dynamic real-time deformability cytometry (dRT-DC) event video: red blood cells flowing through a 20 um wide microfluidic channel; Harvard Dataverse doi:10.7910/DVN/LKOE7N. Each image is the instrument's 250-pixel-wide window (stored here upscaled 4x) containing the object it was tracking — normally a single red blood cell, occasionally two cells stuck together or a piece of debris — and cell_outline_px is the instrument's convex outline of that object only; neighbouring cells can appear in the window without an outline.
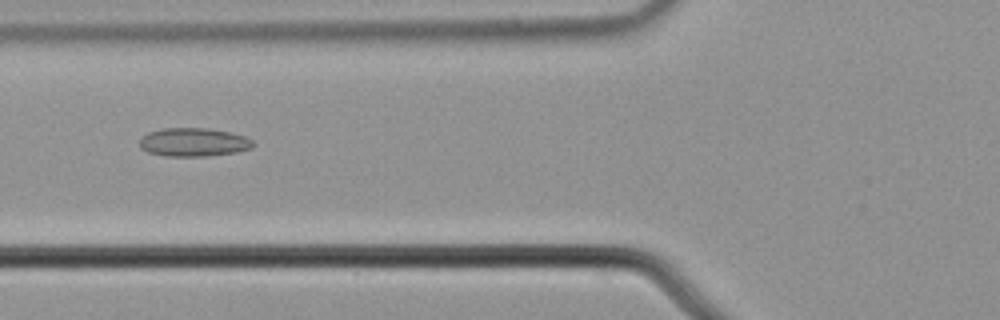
{"species": "common noctule bat (a hibernating species)", "species_latin": "Nyctalus noctula", "temperature_condition": "cold", "stored_images_in_passage": 7, "camera_frame_rate_fps": 3000, "um_per_image_px": 0.085, "animal": {"sex": "male", "body_mass_g": 21.5, "forearm_length_mm": 52.0}, "frame": {"image": 1, "passage_image": 5, "time_ms": 1.333, "image_size_px": [1000, 320], "cell_outline_px": [[256, 144], [252, 148], [236, 152], [208, 156], [164, 156], [148, 152], [140, 148], [140, 140], [148, 132], [164, 128], [208, 128], [232, 132], [244, 136], [252, 140]], "centroid_in_image_um": [16.48, 12.09], "position_along_channel_um": 109.3, "area_um2": 18.96}}
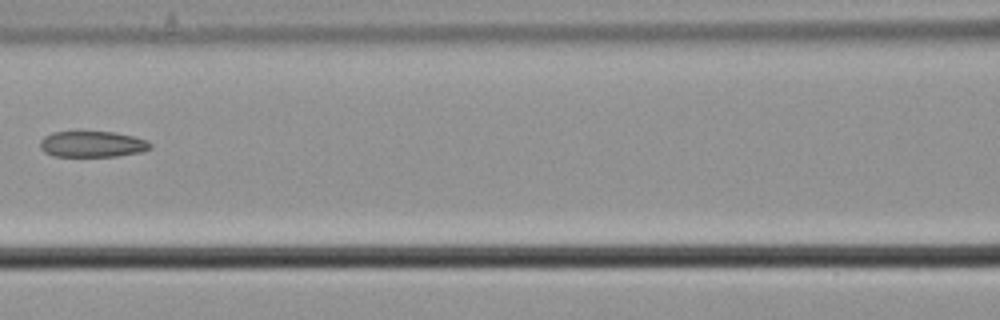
{"frame": {"image": 2, "passage_image": 6, "time_ms": 1.667, "image_size_px": [1000, 320], "cell_outline_px": [[152, 148], [140, 152], [116, 156], [52, 156], [44, 152], [40, 148], [40, 140], [44, 136], [52, 132], [116, 132], [148, 140], [152, 144]], "centroid_in_image_um": [7.84, 12.25], "position_along_channel_um": 158.8, "area_um2": 16.76}}
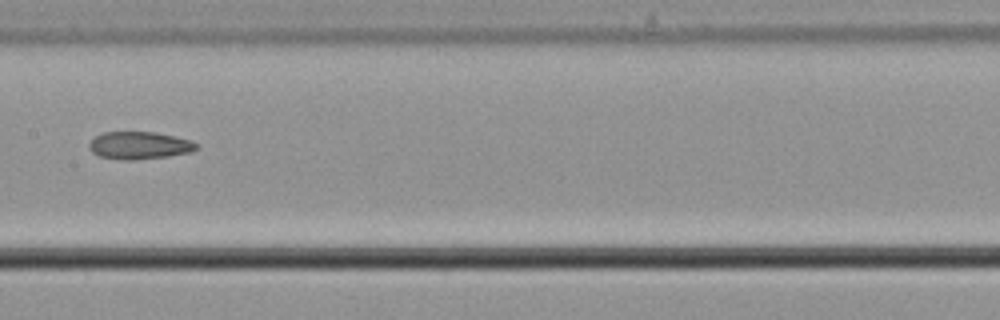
{"frame": {"image": 3, "passage_image": 7, "time_ms": 2.0, "image_size_px": [1000, 320], "cell_outline_px": [[196, 148], [192, 152], [168, 156], [132, 160], [124, 160], [100, 156], [92, 152], [88, 148], [88, 144], [96, 136], [104, 132], [156, 132], [192, 140], [196, 144]], "centroid_in_image_um": [11.84, 12.36], "position_along_channel_um": 195.6, "area_um2": 17.11}}